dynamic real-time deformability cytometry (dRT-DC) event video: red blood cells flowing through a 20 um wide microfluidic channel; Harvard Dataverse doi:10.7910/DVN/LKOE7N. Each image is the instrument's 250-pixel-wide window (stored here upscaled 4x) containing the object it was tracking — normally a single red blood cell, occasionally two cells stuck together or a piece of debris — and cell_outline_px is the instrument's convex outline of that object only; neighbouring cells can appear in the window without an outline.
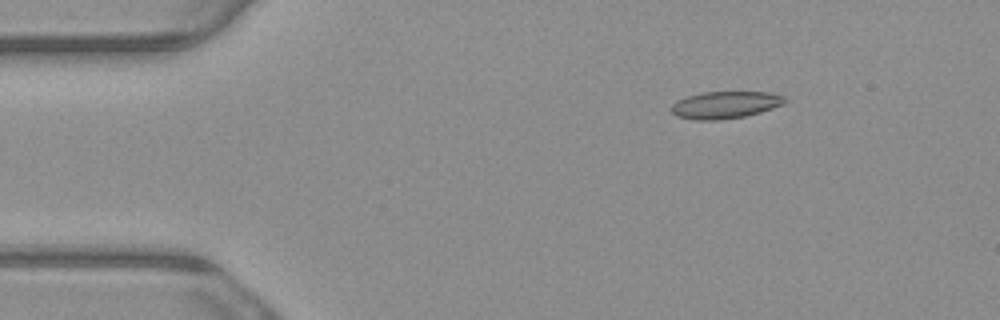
{"species": "common noctule bat (a hibernating species)", "species_latin": "Nyctalus noctula", "temperature_condition": "warm", "stored_images_in_passage": 4, "camera_frame_rate_fps": 3000, "um_per_image_px": 0.085, "animal": {"sex": "male", "body_mass_g": 23.1, "forearm_length_mm": 52.7}, "frame": {"image": 1, "passage_image": 2, "time_ms": 0.333, "image_size_px": [1000, 320], "cell_outline_px": [[788, 100], [784, 104], [760, 112], [744, 116], [716, 120], [696, 120], [676, 116], [672, 112], [672, 104], [676, 100], [700, 92], [772, 92], [784, 96]], "centroid_in_image_um": [61.65, 8.9], "position_along_channel_um": 23.3, "area_um2": 17.98}}